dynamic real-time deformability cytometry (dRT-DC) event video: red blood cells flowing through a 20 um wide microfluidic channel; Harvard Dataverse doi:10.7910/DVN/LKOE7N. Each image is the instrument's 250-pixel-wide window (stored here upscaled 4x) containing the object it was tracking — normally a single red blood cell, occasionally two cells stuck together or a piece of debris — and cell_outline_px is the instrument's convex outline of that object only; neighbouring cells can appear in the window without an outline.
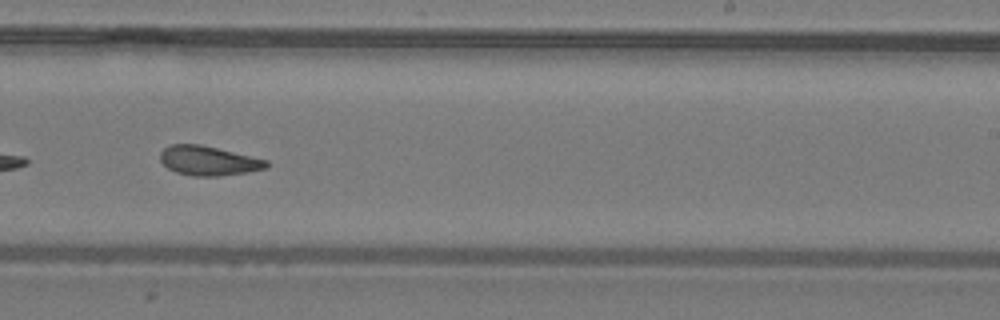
{"species": "common noctule bat (a hibernating species)", "species_latin": "Nyctalus noctula", "temperature_condition": "warm", "stored_images_in_passage": 29, "camera_frame_rate_fps": 3000, "um_per_image_px": 0.085, "animal": {"sex": "male", "body_mass_g": 19.2, "forearm_length_mm": 51.8}, "frame": {"image": 1, "passage_image": 17, "time_ms": 5.333, "image_size_px": [1000, 320], "cell_outline_px": [[268, 168], [248, 172], [220, 176], [192, 176], [176, 172], [168, 168], [160, 160], [160, 152], [168, 144], [200, 144], [268, 160]], "centroid_in_image_um": [17.71, 13.66], "position_along_channel_um": 271.3, "area_um2": 18.26}}